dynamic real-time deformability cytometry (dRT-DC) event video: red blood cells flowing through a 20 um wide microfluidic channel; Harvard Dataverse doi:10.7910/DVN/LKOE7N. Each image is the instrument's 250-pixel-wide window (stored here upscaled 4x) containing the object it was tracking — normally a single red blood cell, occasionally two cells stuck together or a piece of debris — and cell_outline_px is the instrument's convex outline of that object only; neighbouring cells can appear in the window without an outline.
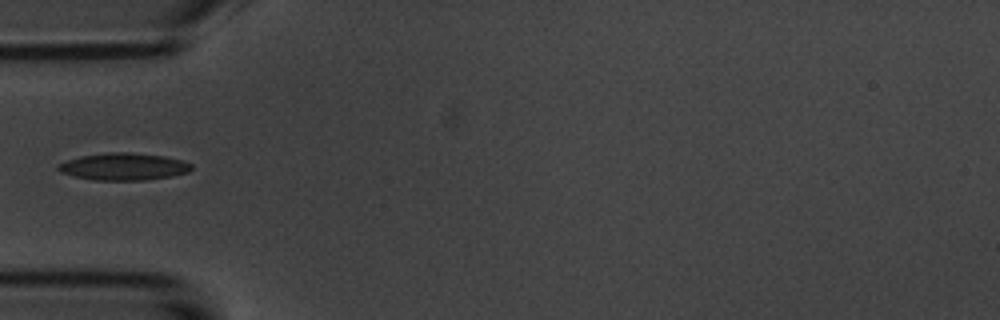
{"species": "common noctule bat (a hibernating species)", "species_latin": "Nyctalus noctula", "temperature_condition": "room temperature", "stored_images_in_passage": 8, "camera_frame_rate_fps": 3000, "um_per_image_px": 0.085, "animal": {"sex": "male", "body_mass_g": 20.1, "forearm_length_mm": 53.5}, "frame": {"image": 1, "passage_image": 5, "time_ms": 5.667, "image_size_px": [1000, 320], "cell_outline_px": [[192, 168], [188, 172], [172, 176], [144, 180], [96, 180], [76, 176], [60, 172], [56, 168], [56, 164], [80, 156], [108, 152], [132, 152], [164, 156], [180, 160], [192, 164]], "centroid_in_image_um": [10.5, 14.15], "position_along_channel_um": 74.5, "area_um2": 21.04}}
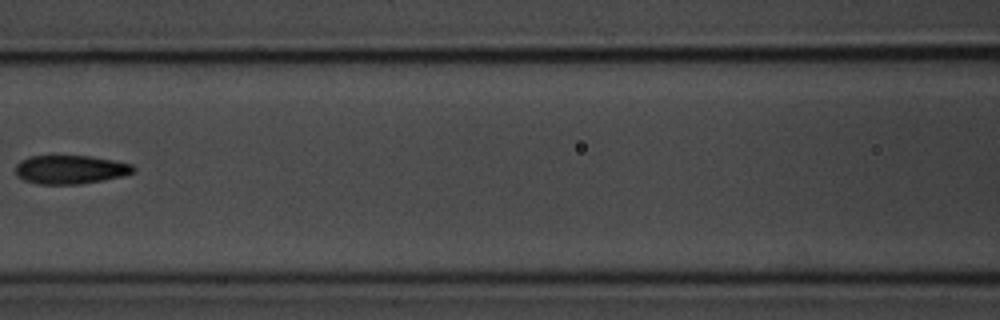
{"frame": {"image": 2, "passage_image": 7, "time_ms": 8.0, "image_size_px": [1000, 320], "cell_outline_px": [[136, 172], [124, 176], [104, 180], [80, 184], [36, 184], [24, 180], [16, 176], [16, 164], [20, 160], [28, 156], [88, 156], [112, 160], [132, 164], [136, 168]], "centroid_in_image_um": [5.98, 14.42], "position_along_channel_um": 160.6, "area_um2": 19.88}}
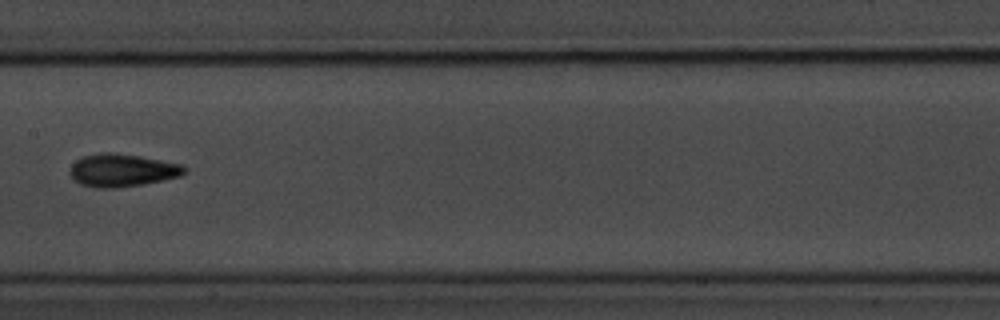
{"frame": {"image": 3, "passage_image": 8, "time_ms": 9.0, "image_size_px": [1000, 320], "cell_outline_px": [[188, 172], [180, 176], [140, 184], [116, 188], [96, 188], [80, 184], [68, 172], [72, 164], [76, 160], [84, 156], [100, 152], [112, 152], [140, 156], [180, 164], [188, 168]], "centroid_in_image_um": [10.37, 14.46], "position_along_channel_um": 197.0, "area_um2": 21.79}}